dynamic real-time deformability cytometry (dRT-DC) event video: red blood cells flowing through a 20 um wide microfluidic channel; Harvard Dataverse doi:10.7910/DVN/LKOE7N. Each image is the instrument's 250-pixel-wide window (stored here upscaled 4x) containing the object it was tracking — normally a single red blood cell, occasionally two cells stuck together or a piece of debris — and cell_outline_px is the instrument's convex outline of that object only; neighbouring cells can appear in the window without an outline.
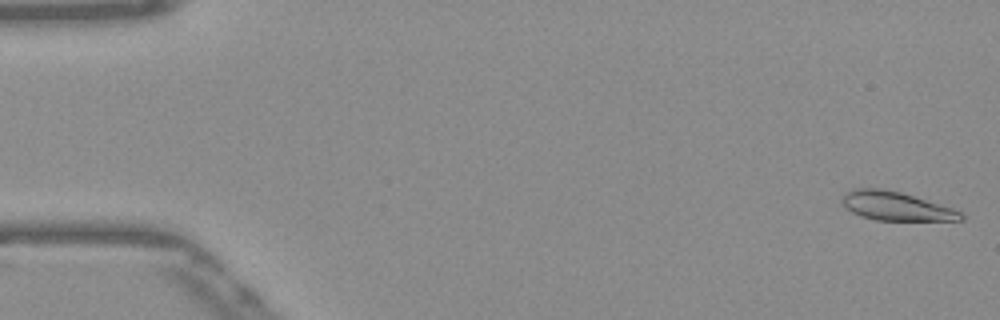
{"species": "Egyptian fruit bat (a non-hibernating species)", "species_latin": "Rousettus aegyptiacus", "temperature_condition": "warm", "stored_images_in_passage": 52, "camera_frame_rate_fps": 3000, "um_per_image_px": 0.085, "frame": {"image": 1, "passage_image": 1, "time_ms": 0.0, "image_size_px": [1000, 320], "cell_outline_px": [[964, 220], [876, 220], [860, 216], [852, 212], [840, 204], [840, 200], [852, 188], [880, 188], [900, 192], [952, 208], [960, 212], [964, 216]], "centroid_in_image_um": [76.1, 17.52], "position_along_channel_um": 8.9, "area_um2": 19.71}}
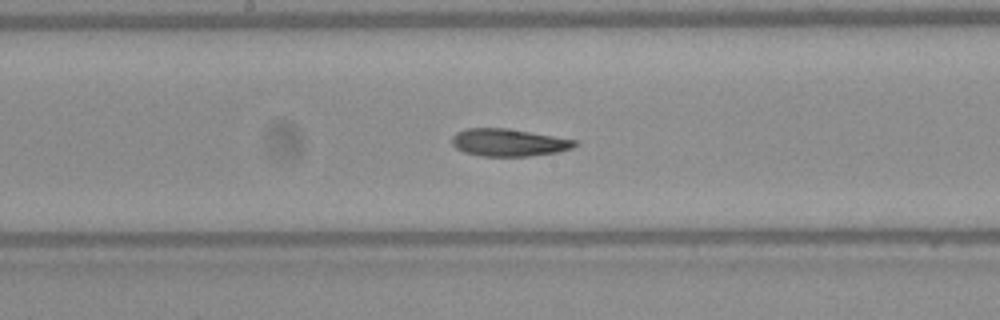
{"frame": {"image": 2, "passage_image": 27, "time_ms": 8.667, "image_size_px": [1000, 320], "cell_outline_px": [[580, 144], [572, 148], [556, 152], [528, 156], [480, 156], [464, 152], [456, 148], [452, 144], [452, 136], [456, 132], [464, 128], [508, 128], [576, 140]], "centroid_in_image_um": [43.21, 12.11], "position_along_channel_um": 205.0, "area_um2": 19.71}}
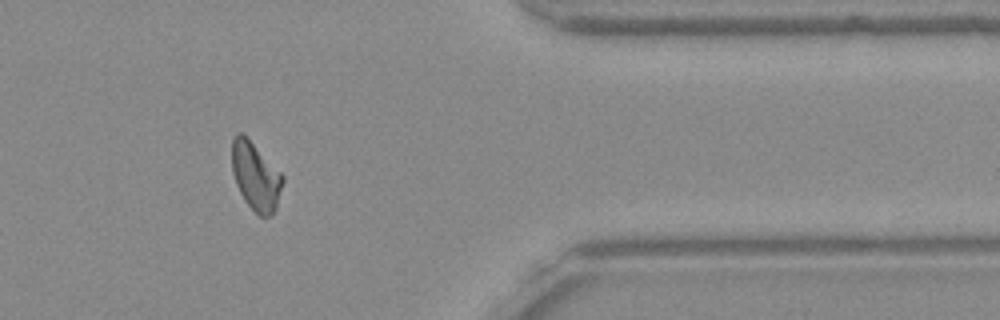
{"frame": {"image": 3, "passage_image": 43, "time_ms": 14.0, "image_size_px": [1000, 320], "cell_outline_px": [[284, 180], [276, 208], [268, 216], [260, 216], [244, 200], [236, 184], [232, 172], [232, 140], [236, 132], [240, 132], [284, 176]], "centroid_in_image_um": [21.72, 15.0], "position_along_channel_um": 389.7, "area_um2": 19.54}, "authors_computed_cell_mechanics": {"area_um2": 20.2011, "velocity_mm_per_s": 3.8744, "shape_relaxation_time_tau1_ms": 9.8147, "shape_relaxation_time_tau2_ms": 2.6787, "deformation_change_tau1": 0.2454, "deformation_change_tau2": 0.0942}}